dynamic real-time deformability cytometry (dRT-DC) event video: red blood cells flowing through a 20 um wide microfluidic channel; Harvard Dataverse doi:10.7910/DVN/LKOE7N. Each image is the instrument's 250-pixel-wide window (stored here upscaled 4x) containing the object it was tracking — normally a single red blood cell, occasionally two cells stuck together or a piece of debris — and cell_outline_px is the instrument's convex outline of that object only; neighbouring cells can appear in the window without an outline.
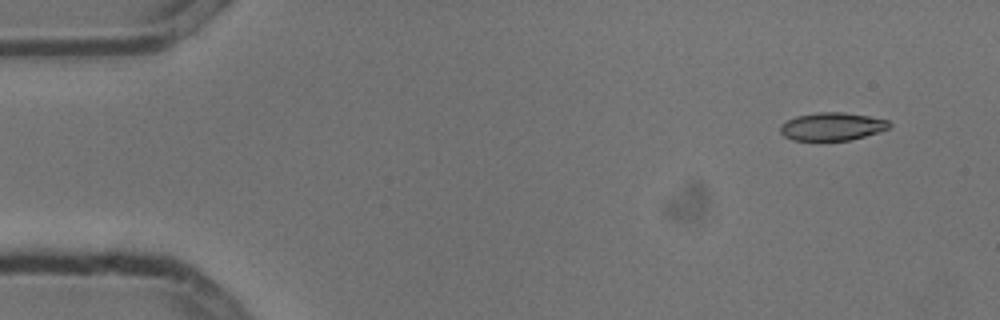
{"species": "common noctule bat (a hibernating species)", "species_latin": "Nyctalus noctula", "temperature_condition": "cold", "stored_images_in_passage": 7, "camera_frame_rate_fps": 3000, "um_per_image_px": 0.085, "animal": {"sex": "male", "body_mass_g": 13.3}, "frame": {"image": 1, "passage_image": 1, "time_ms": 0.0, "image_size_px": [1000, 320], "cell_outline_px": [[892, 124], [888, 128], [864, 136], [848, 140], [792, 140], [784, 136], [780, 132], [780, 124], [796, 116], [820, 112], [844, 112], [868, 116], [888, 120]], "centroid_in_image_um": [70.7, 10.75], "position_along_channel_um": 14.3, "area_um2": 17.57}}
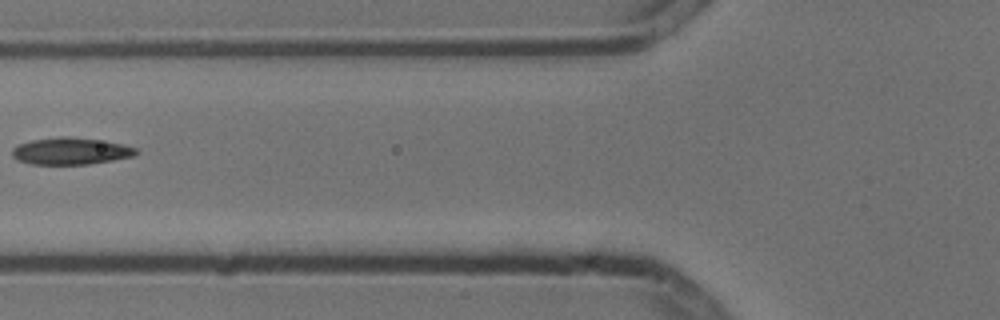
{"frame": {"image": 2, "passage_image": 5, "time_ms": 1.333, "image_size_px": [1000, 320], "cell_outline_px": [[140, 152], [132, 156], [112, 160], [88, 164], [32, 164], [16, 160], [12, 156], [12, 148], [16, 144], [32, 140], [60, 136], [68, 136], [96, 140], [120, 144], [136, 148]], "centroid_in_image_um": [5.94, 12.84], "position_along_channel_um": 119.9, "area_um2": 19.31}}
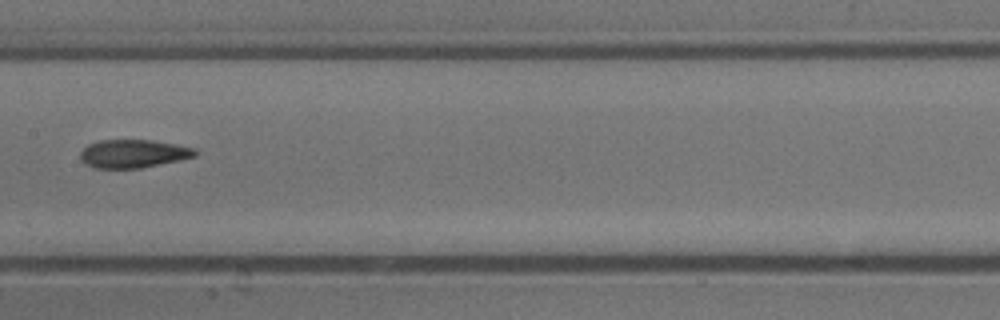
{"frame": {"image": 3, "passage_image": 7, "time_ms": 2.0, "image_size_px": [1000, 320], "cell_outline_px": [[196, 156], [180, 160], [140, 168], [96, 168], [80, 160], [80, 152], [88, 144], [100, 140], [152, 140], [196, 148]], "centroid_in_image_um": [11.33, 13.06], "position_along_channel_um": 196.1, "area_um2": 18.79}}